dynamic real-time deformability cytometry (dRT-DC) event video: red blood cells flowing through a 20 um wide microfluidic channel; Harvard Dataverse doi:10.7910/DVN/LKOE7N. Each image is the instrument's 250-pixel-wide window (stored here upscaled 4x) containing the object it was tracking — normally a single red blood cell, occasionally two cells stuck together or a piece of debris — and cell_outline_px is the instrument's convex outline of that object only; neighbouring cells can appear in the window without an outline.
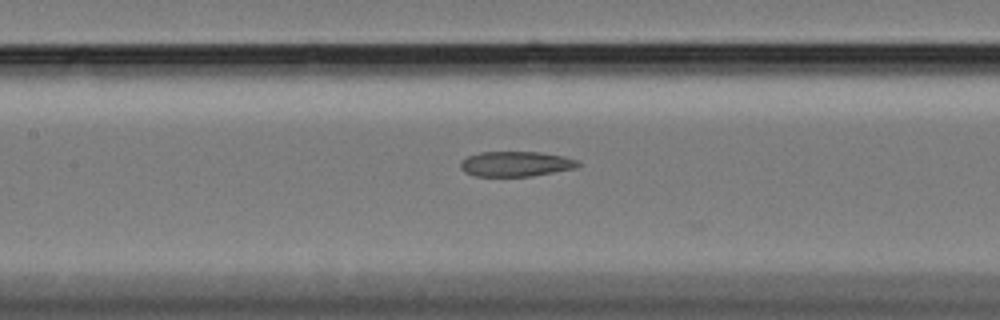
{"species": "Egyptian fruit bat (a non-hibernating species)", "species_latin": "Rousettus aegyptiacus", "temperature_condition": "cold", "stored_images_in_passage": 41, "camera_frame_rate_fps": 3000, "um_per_image_px": 0.085, "animal": {"sex": "female"}, "frame": {"image": 1, "passage_image": 17, "time_ms": 5.333, "image_size_px": [1000, 320], "cell_outline_px": [[580, 164], [576, 168], [532, 176], [476, 176], [464, 172], [460, 168], [460, 160], [468, 156], [480, 152], [540, 152], [564, 156], [576, 160]], "centroid_in_image_um": [43.82, 13.93], "position_along_channel_um": 163.6, "area_um2": 17.22}}
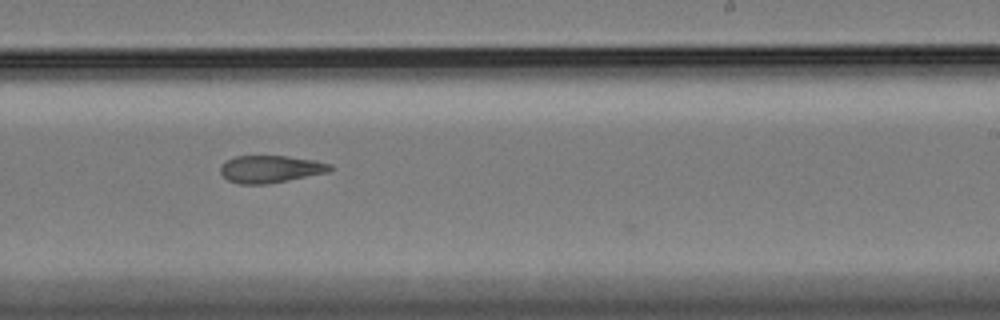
{"frame": {"image": 2, "passage_image": 26, "time_ms": 8.333, "image_size_px": [1000, 320], "cell_outline_px": [[336, 168], [328, 172], [268, 184], [240, 184], [228, 180], [220, 172], [220, 164], [236, 156], [284, 156], [316, 160], [332, 164]], "centroid_in_image_um": [23.02, 14.37], "position_along_channel_um": 266.0, "area_um2": 17.51}}
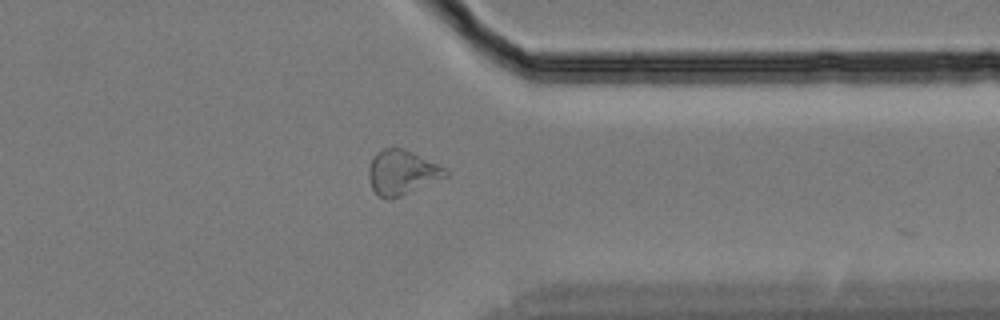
{"frame": {"image": 3, "passage_image": 36, "time_ms": 11.667, "image_size_px": [1000, 320], "cell_outline_px": [[448, 176], [400, 196], [380, 196], [372, 188], [368, 176], [368, 168], [372, 156], [384, 148], [404, 148], [448, 168]], "centroid_in_image_um": [34.19, 14.61], "position_along_channel_um": 377.2, "area_um2": 19.71}, "authors_computed_cell_mechanics": {"area_um2": 17.629, "velocity_mm_per_s": 3.4279, "shape_relaxation_time_tau1_ms": 1.0341, "shape_relaxation_time_tau2_ms": 8.0602, "deformation_change_tau1": null, "deformation_change_tau2": 0.1537}}